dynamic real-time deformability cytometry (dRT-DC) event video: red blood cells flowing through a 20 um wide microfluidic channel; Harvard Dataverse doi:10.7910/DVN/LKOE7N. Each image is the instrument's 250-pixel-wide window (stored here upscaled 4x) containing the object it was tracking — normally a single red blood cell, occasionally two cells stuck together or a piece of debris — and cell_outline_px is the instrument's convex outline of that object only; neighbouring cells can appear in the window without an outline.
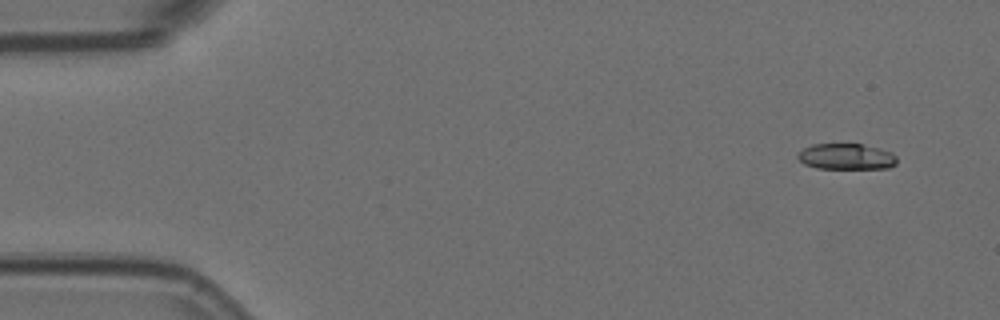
{"species": "Egyptian fruit bat (a non-hibernating species)", "species_latin": "Rousettus aegyptiacus", "temperature_condition": "room temperature", "stored_images_in_passage": 9, "camera_frame_rate_fps": 3000, "um_per_image_px": 0.085, "animal": {"sex": "female"}, "frame": {"image": 1, "passage_image": 1, "time_ms": 0.0, "image_size_px": [1000, 320], "cell_outline_px": [[896, 164], [888, 168], [816, 168], [804, 164], [796, 156], [804, 148], [812, 144], [860, 144], [880, 148], [892, 152], [896, 156]], "centroid_in_image_um": [71.94, 13.3], "position_along_channel_um": 13.1, "area_um2": 14.91}}
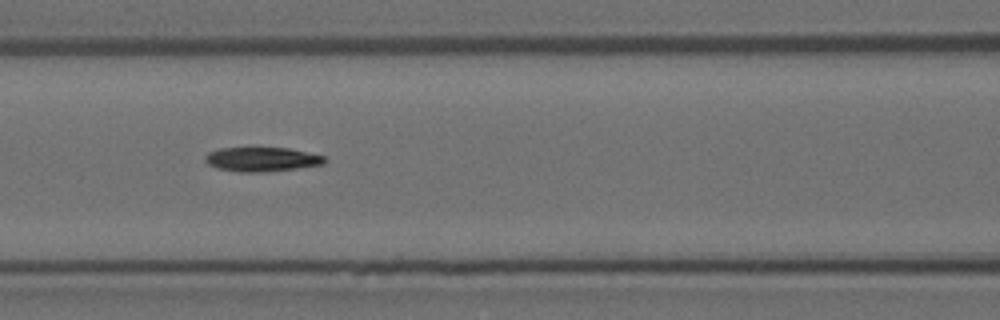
{"frame": {"image": 2, "passage_image": 7, "time_ms": 2.0, "image_size_px": [1000, 320], "cell_outline_px": [[324, 164], [296, 168], [260, 172], [240, 172], [216, 168], [208, 164], [204, 160], [204, 156], [208, 152], [220, 148], [288, 148], [324, 156]], "centroid_in_image_um": [22.19, 13.54], "position_along_channel_um": 144.4, "area_um2": 16.7}}
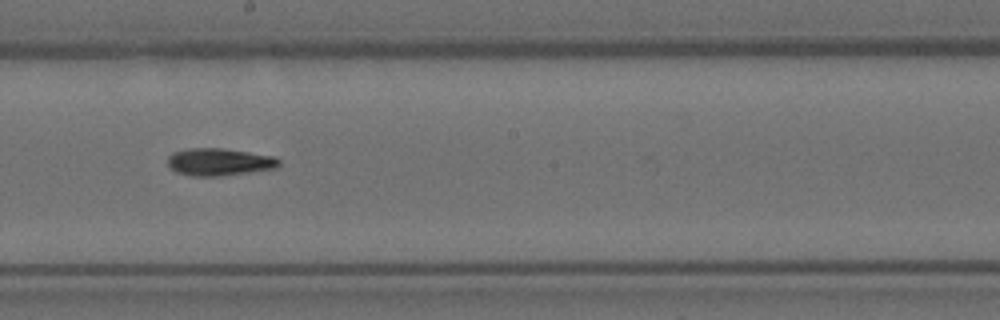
{"frame": {"image": 3, "passage_image": 9, "time_ms": 2.667, "image_size_px": [1000, 320], "cell_outline_px": [[280, 164], [276, 168], [220, 176], [188, 176], [176, 172], [168, 168], [168, 156], [172, 152], [188, 148], [220, 148], [276, 156], [280, 160]], "centroid_in_image_um": [18.6, 13.76], "position_along_channel_um": 229.6, "area_um2": 17.92}}